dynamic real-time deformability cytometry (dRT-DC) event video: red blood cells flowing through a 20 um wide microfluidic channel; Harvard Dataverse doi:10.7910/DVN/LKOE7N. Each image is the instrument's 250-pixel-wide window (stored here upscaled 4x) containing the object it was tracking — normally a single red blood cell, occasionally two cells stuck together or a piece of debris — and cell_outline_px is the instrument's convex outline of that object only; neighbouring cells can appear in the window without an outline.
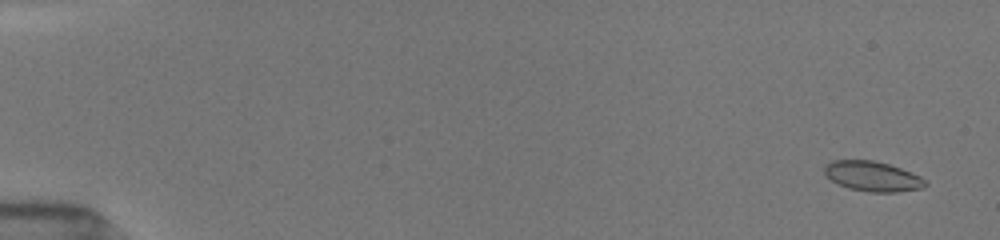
{"species": "common noctule bat (a hibernating species)", "species_latin": "Nyctalus noctula", "temperature_condition": "room temperature", "stored_images_in_passage": 41, "camera_frame_rate_fps": 3000, "um_per_image_px": 0.085, "animal": {"sex": "female", "body_mass_g": 19.5, "forearm_length_mm": 54.1}, "frame": {"image": 1, "passage_image": 4, "time_ms": 0.667, "image_size_px": [1000, 240], "cell_outline_px": [[928, 184], [924, 188], [896, 192], [868, 192], [848, 188], [832, 180], [824, 172], [824, 164], [832, 160], [872, 160], [888, 164], [912, 172], [920, 176]], "centroid_in_image_um": [74.17, 14.98], "position_along_channel_um": 10.8, "area_um2": 17.63}}
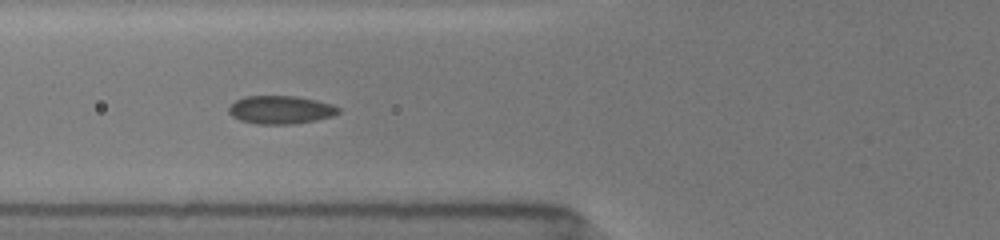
{"frame": {"image": 2, "passage_image": 30, "time_ms": 7.0, "image_size_px": [1000, 240], "cell_outline_px": [[340, 112], [332, 116], [316, 120], [292, 124], [256, 124], [240, 120], [232, 116], [228, 112], [228, 108], [236, 100], [244, 96], [296, 96], [316, 100], [332, 104], [340, 108]], "centroid_in_image_um": [23.85, 9.33], "position_along_channel_um": 102.0, "area_um2": 18.03}}
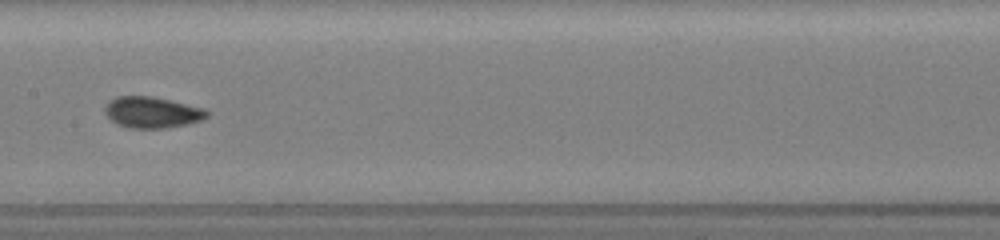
{"frame": {"image": 3, "passage_image": 40, "time_ms": 9.333, "image_size_px": [1000, 240], "cell_outline_px": [[208, 116], [204, 120], [188, 124], [164, 128], [128, 128], [116, 124], [104, 112], [104, 108], [108, 100], [116, 96], [152, 96], [204, 108], [208, 112]], "centroid_in_image_um": [12.91, 9.55], "position_along_channel_um": 194.5, "area_um2": 18.67}}